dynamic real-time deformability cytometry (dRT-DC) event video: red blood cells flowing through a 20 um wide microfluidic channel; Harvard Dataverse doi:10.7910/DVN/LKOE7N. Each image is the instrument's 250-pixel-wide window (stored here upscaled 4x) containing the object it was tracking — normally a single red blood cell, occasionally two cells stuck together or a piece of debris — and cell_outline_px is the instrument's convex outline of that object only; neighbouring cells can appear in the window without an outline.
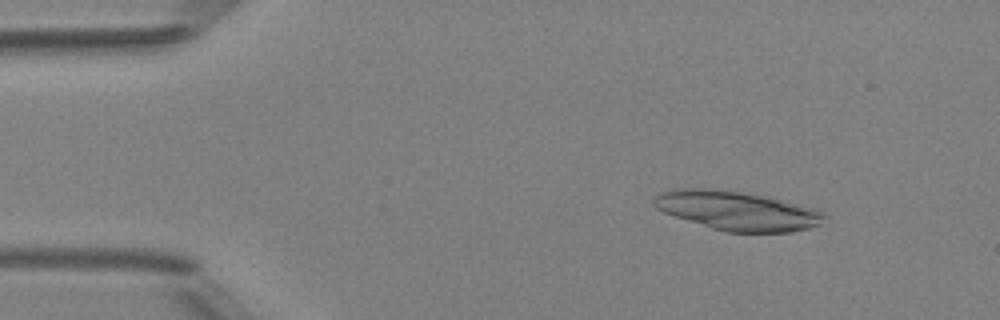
{"species": "Egyptian fruit bat (a non-hibernating species)", "species_latin": "Rousettus aegyptiacus", "temperature_condition": "room temperature", "stored_images_in_passage": 4, "camera_frame_rate_fps": 3000, "um_per_image_px": 0.085, "animal": {"sex": "female"}, "frame": {"image": 1, "passage_image": 2, "time_ms": 1.0, "image_size_px": [1000, 320], "cell_outline_px": [[828, 216], [820, 224], [808, 228], [792, 232], [724, 232], [664, 212], [656, 208], [652, 204], [652, 200], [660, 192], [672, 188], [716, 188], [756, 192], [820, 208]], "centroid_in_image_um": [62.74, 17.87], "position_along_channel_um": 22.3, "area_um2": 40.0}}